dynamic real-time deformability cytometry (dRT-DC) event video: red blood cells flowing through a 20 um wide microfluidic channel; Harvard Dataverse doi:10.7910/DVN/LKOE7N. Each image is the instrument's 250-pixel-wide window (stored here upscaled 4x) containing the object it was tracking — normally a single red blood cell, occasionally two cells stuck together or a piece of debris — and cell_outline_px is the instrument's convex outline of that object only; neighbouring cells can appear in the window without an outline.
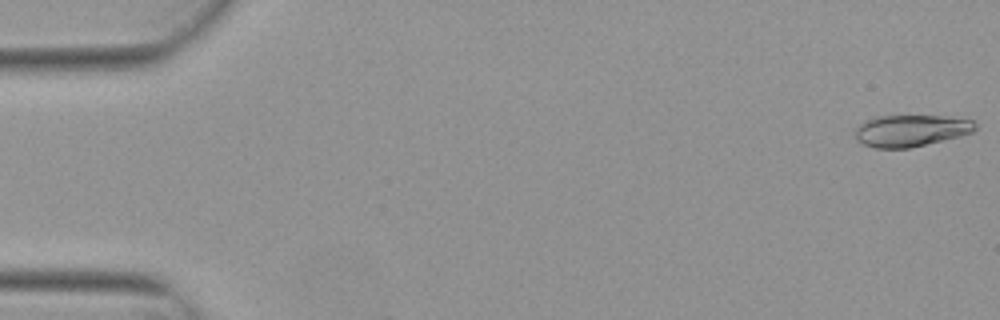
{"species": "Egyptian fruit bat (a non-hibernating species)", "species_latin": "Rousettus aegyptiacus", "temperature_condition": "warm", "stored_images_in_passage": 3, "camera_frame_rate_fps": 3000, "um_per_image_px": 0.085, "animal": {"sex": "female"}, "frame": {"image": 1, "passage_image": 1, "time_ms": 0.0, "image_size_px": [1000, 320], "cell_outline_px": [[976, 128], [972, 132], [960, 136], [908, 148], [876, 148], [864, 144], [856, 140], [852, 132], [860, 124], [872, 116], [948, 116], [972, 120], [976, 124]], "centroid_in_image_um": [77.38, 11.09], "position_along_channel_um": 7.6, "area_um2": 22.25}}